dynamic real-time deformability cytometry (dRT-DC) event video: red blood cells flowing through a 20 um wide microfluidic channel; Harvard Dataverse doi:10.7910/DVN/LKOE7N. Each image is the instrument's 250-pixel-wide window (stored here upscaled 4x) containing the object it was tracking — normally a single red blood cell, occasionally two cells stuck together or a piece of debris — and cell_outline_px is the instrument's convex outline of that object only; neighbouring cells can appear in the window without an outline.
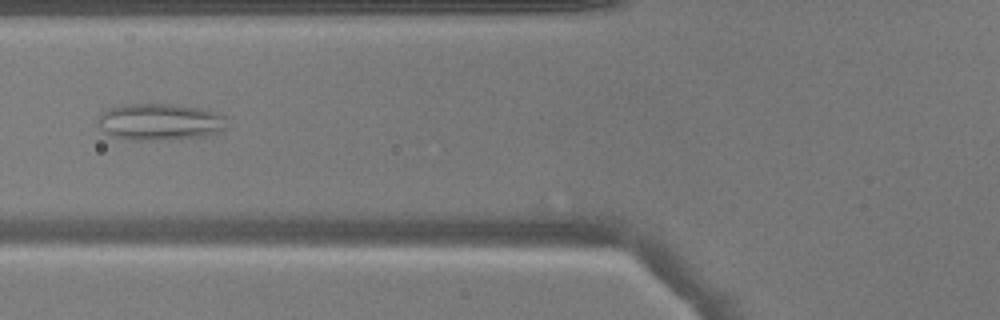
{"species": "common noctule bat (a hibernating species)", "species_latin": "Nyctalus noctula", "temperature_condition": "warm", "stored_images_in_passage": 41, "camera_frame_rate_fps": 3000, "um_per_image_px": 0.085, "animal": {"sex": "male", "body_mass_g": 17.9}, "frame": {"image": 1, "passage_image": 10, "time_ms": 3.0, "image_size_px": [1000, 320], "cell_outline_px": [[224, 128], [216, 132], [204, 136], [140, 140], [132, 140], [112, 136], [104, 132], [96, 124], [96, 120], [100, 112], [108, 108], [124, 104], [176, 104], [200, 108], [224, 116]], "centroid_in_image_um": [13.46, 10.34], "position_along_channel_um": 112.3, "area_um2": 27.28}}
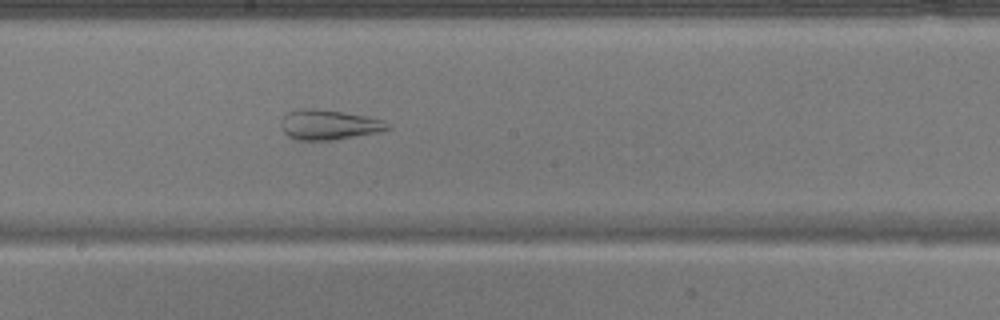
{"frame": {"image": 2, "passage_image": 18, "time_ms": 5.667, "image_size_px": [1000, 320], "cell_outline_px": [[392, 128], [380, 132], [332, 140], [296, 140], [288, 136], [284, 132], [284, 116], [288, 112], [300, 108], [312, 108], [340, 112], [364, 116], [384, 120]], "centroid_in_image_um": [27.99, 10.61], "position_along_channel_um": 220.2, "area_um2": 18.26}}
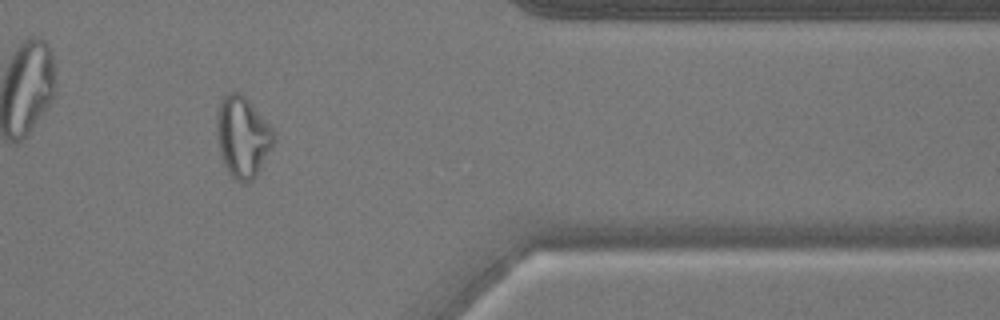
{"frame": {"image": 3, "passage_image": 32, "time_ms": 10.333, "image_size_px": [1000, 320], "cell_outline_px": [[276, 136], [256, 176], [252, 180], [244, 184], [236, 180], [228, 172], [224, 164], [220, 152], [216, 136], [216, 116], [220, 100], [228, 92], [240, 92], [248, 100], [276, 132]], "centroid_in_image_um": [20.6, 11.62], "position_along_channel_um": 390.8, "area_um2": 26.82}}